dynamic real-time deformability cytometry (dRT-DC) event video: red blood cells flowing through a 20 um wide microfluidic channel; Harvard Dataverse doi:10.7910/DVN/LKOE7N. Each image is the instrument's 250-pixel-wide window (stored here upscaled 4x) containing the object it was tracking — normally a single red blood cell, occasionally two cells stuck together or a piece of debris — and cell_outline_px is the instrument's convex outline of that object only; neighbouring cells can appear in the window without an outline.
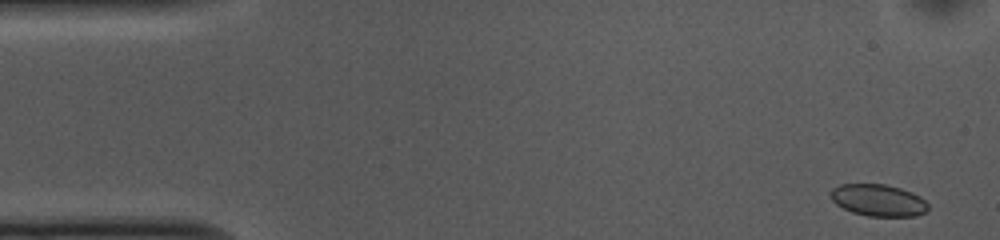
{"species": "common noctule bat (a hibernating species)", "species_latin": "Nyctalus noctula", "temperature_condition": "cold", "stored_images_in_passage": 52, "camera_frame_rate_fps": 3000, "um_per_image_px": 0.085, "animal": {"sex": "female", "body_mass_g": 10.0, "forearm_length_mm": 53.1}, "frame": {"image": 1, "passage_image": 2, "time_ms": 0.333, "image_size_px": [1000, 240], "cell_outline_px": [[928, 208], [924, 212], [916, 216], [868, 216], [852, 212], [836, 204], [832, 200], [832, 188], [840, 184], [884, 184], [900, 188], [912, 192], [920, 196], [928, 204]], "centroid_in_image_um": [74.67, 17.02], "position_along_channel_um": 10.3, "area_um2": 17.98}}
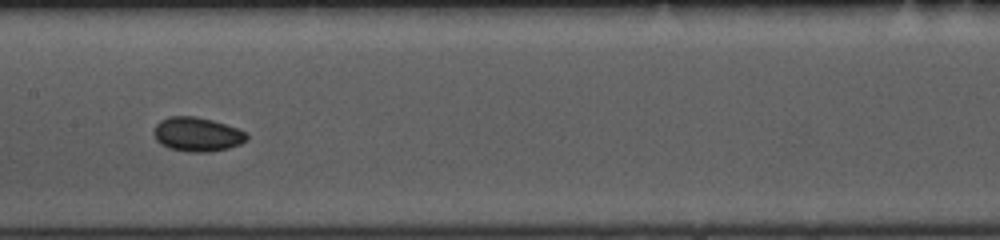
{"frame": {"image": 2, "passage_image": 25, "time_ms": 8.0, "image_size_px": [1000, 240], "cell_outline_px": [[248, 140], [240, 144], [228, 148], [208, 152], [188, 152], [168, 148], [160, 144], [156, 140], [152, 132], [156, 124], [160, 120], [168, 116], [196, 116], [212, 120], [236, 128], [244, 132], [248, 136]], "centroid_in_image_um": [16.71, 11.42], "position_along_channel_um": 190.7, "area_um2": 18.61}}
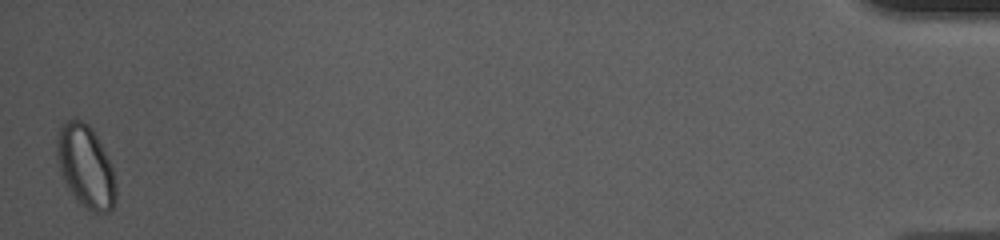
{"frame": {"image": 3, "passage_image": 52, "time_ms": 17.0, "image_size_px": [1000, 240], "cell_outline_px": [[116, 200], [112, 208], [108, 212], [92, 212], [72, 192], [64, 180], [60, 172], [56, 152], [56, 136], [60, 124], [68, 120], [80, 120], [88, 124], [92, 128], [108, 156], [112, 164], [116, 188]], "centroid_in_image_um": [7.29, 14.1], "position_along_channel_um": 427.9, "area_um2": 28.15}, "authors_computed_cell_mechanics": {"area_um2": 18.1492, "velocity_mm_per_s": 3.7159, "shape_relaxation_time_tau1_ms": 1.2344, "shape_relaxation_time_tau2_ms": null, "deformation_change_tau1": 0.0503, "deformation_change_tau2": null}}